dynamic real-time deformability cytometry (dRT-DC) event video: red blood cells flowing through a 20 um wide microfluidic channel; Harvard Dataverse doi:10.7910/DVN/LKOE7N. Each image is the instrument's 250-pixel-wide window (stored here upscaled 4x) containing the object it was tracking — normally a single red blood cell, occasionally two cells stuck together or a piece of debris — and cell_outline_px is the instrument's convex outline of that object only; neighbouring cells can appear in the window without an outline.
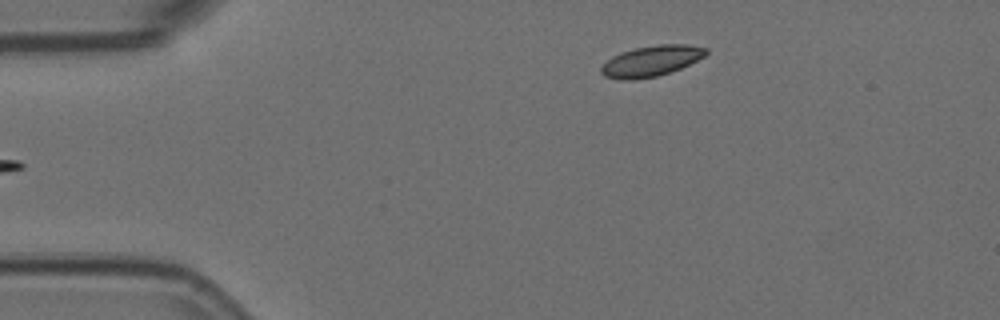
{"species": "Egyptian fruit bat (a non-hibernating species)", "species_latin": "Rousettus aegyptiacus", "temperature_condition": "room temperature", "stored_images_in_passage": 4, "camera_frame_rate_fps": 3000, "um_per_image_px": 0.085, "animal": {"sex": "female"}, "frame": {"image": 1, "passage_image": 4, "time_ms": 1.0, "image_size_px": [1000, 320], "cell_outline_px": [[708, 52], [704, 56], [680, 68], [656, 76], [632, 80], [620, 80], [604, 76], [600, 72], [600, 68], [612, 56], [620, 52], [636, 48], [660, 44], [688, 44], [708, 48]], "centroid_in_image_um": [55.33, 5.18], "position_along_channel_um": 29.7, "area_um2": 18.61}}